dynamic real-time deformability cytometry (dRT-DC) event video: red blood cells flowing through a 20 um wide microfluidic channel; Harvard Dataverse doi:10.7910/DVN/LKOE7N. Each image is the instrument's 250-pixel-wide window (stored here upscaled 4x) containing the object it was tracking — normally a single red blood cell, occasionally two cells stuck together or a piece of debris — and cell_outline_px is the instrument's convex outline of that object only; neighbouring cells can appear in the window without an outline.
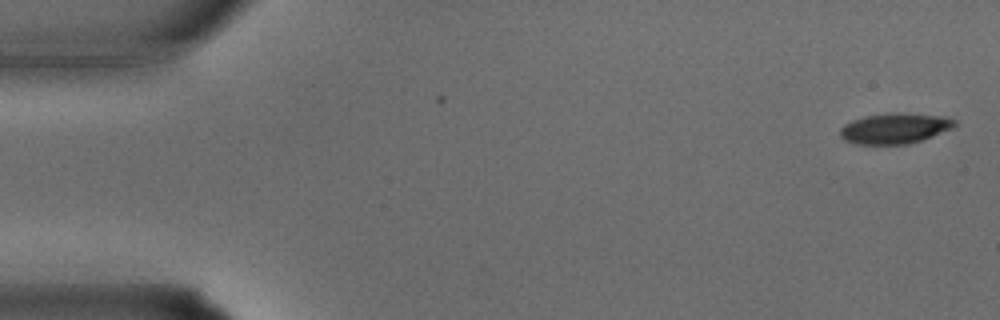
{"species": "common noctule bat (a hibernating species)", "species_latin": "Nyctalus noctula", "temperature_condition": "warm", "stored_images_in_passage": 4, "camera_frame_rate_fps": 3000, "um_per_image_px": 0.085, "animal": {"sex": "male", "body_mass_g": 15.6}, "frame": {"image": 1, "passage_image": 1, "time_ms": 0.0, "image_size_px": [1000, 320], "cell_outline_px": [[956, 124], [952, 128], [932, 136], [920, 140], [904, 144], [856, 144], [844, 140], [840, 136], [840, 128], [844, 124], [852, 120], [868, 116], [948, 116], [956, 120]], "centroid_in_image_um": [76.01, 10.97], "position_along_channel_um": 9.0, "area_um2": 19.13}}